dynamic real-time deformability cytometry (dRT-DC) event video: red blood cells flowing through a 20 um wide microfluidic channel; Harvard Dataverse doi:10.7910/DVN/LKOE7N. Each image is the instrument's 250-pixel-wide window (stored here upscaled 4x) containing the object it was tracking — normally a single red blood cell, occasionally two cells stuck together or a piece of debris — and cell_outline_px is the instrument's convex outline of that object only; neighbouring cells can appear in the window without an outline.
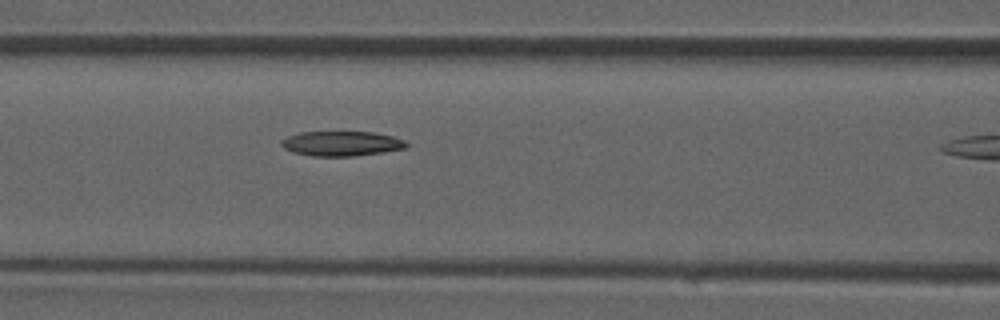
{"species": "common noctule bat (a hibernating species)", "species_latin": "Nyctalus noctula", "temperature_condition": "room temperature", "stored_images_in_passage": 10, "camera_frame_rate_fps": 3000, "um_per_image_px": 0.085, "animal": {"sex": "male", "forearm_length_mm": 52.5}, "frame": {"image": 1, "passage_image": 9, "time_ms": 2.667, "image_size_px": [1000, 320], "cell_outline_px": [[408, 148], [384, 152], [356, 156], [312, 156], [292, 152], [284, 148], [280, 144], [280, 140], [288, 136], [300, 132], [372, 132], [392, 136], [404, 140], [408, 144]], "centroid_in_image_um": [29.03, 12.21], "position_along_channel_um": 137.6, "area_um2": 18.21}}